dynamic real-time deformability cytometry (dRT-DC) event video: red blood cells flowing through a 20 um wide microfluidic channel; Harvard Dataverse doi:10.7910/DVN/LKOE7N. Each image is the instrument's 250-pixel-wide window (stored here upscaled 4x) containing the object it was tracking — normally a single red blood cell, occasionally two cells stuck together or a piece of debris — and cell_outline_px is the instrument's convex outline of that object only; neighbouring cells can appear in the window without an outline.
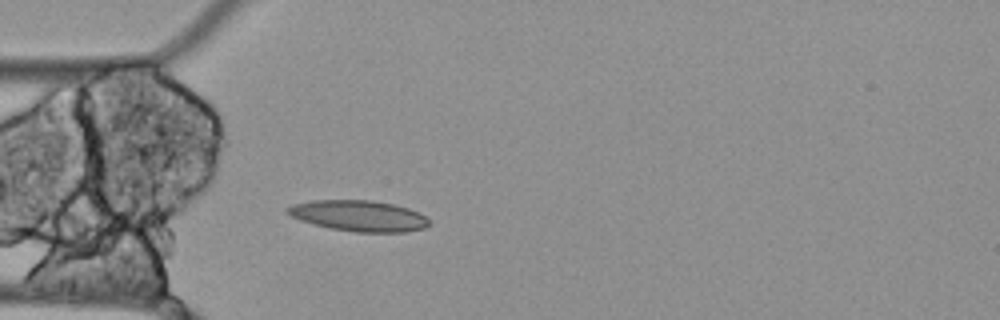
{"species": "Egyptian fruit bat (a non-hibernating species)", "species_latin": "Rousettus aegyptiacus", "temperature_condition": "cold", "stored_images_in_passage": 3, "camera_frame_rate_fps": 3000, "um_per_image_px": 0.085, "animal": {"sex": "female"}, "frame": {"image": 1, "passage_image": 3, "time_ms": 0.667, "image_size_px": [1000, 320], "cell_outline_px": [[432, 224], [424, 228], [404, 232], [356, 232], [332, 228], [300, 220], [284, 212], [284, 208], [292, 204], [312, 200], [372, 200], [392, 204], [408, 208], [432, 220]], "centroid_in_image_um": [30.5, 18.34], "position_along_channel_um": 54.5, "area_um2": 25.49}}